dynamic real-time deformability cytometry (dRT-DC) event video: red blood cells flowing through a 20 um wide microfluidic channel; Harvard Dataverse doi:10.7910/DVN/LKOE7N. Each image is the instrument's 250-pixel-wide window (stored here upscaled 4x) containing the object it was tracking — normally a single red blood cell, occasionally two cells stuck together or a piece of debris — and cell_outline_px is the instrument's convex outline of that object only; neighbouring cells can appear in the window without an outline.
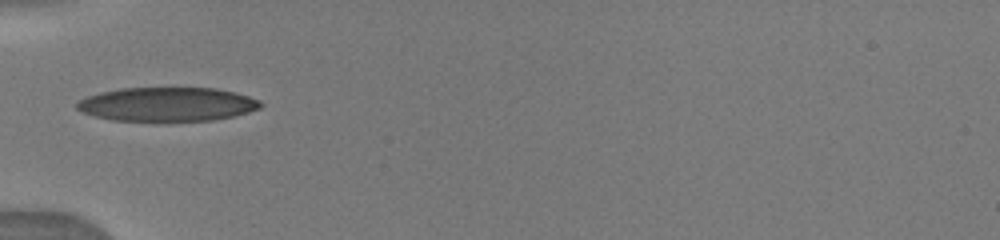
{"species": "human", "species_latin": "Homo sapiens", "temperature_condition": "warm", "stored_images_in_passage": 3, "camera_frame_rate_fps": 3000, "um_per_image_px": 0.085, "donor": {"sex": "male"}, "frame": {"image": 1, "passage_image": 1, "time_ms": 0.0, "image_size_px": [1000, 240], "cell_outline_px": [[264, 104], [260, 108], [248, 112], [232, 116], [212, 120], [112, 120], [96, 116], [84, 112], [76, 108], [76, 100], [100, 92], [120, 88], [216, 88], [236, 92], [260, 100]], "centroid_in_image_um": [14.22, 8.84], "position_along_channel_um": 70.8, "area_um2": 36.13}}
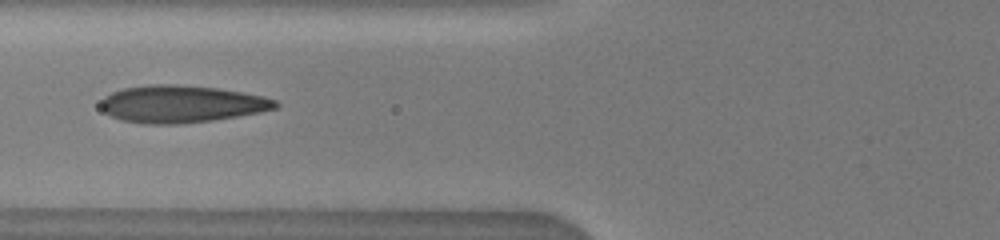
{"frame": {"image": 2, "passage_image": 2, "time_ms": 1.0, "image_size_px": [1000, 240], "cell_outline_px": [[280, 104], [276, 108], [260, 112], [212, 120], [180, 124], [144, 124], [120, 120], [104, 112], [100, 108], [100, 100], [104, 96], [112, 92], [124, 88], [148, 84], [176, 84], [216, 88], [264, 96], [276, 100]], "centroid_in_image_um": [15.38, 8.84], "position_along_channel_um": 110.4, "area_um2": 38.03}}